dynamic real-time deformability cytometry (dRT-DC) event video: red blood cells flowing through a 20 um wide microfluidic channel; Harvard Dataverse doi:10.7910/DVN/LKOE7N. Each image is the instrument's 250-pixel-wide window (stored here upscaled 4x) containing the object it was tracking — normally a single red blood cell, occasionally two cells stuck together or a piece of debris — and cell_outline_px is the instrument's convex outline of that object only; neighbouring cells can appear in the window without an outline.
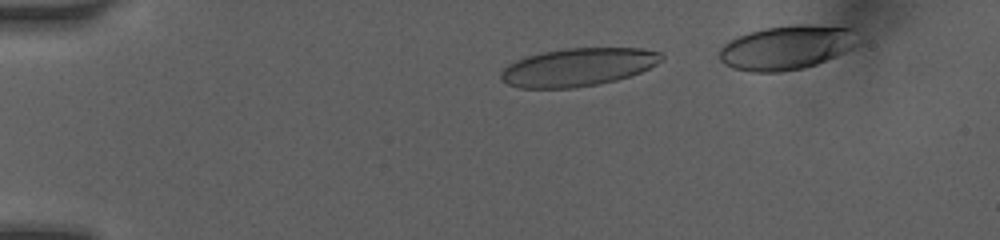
{"species": "human", "species_latin": "Homo sapiens", "temperature_condition": "room temperature", "stored_images_in_passage": 10, "camera_frame_rate_fps": 3000, "um_per_image_px": 0.085, "donor": {"sex": "female"}, "frame": {"image": 1, "passage_image": 2, "time_ms": 1.0, "image_size_px": [1000, 240], "cell_outline_px": [[664, 60], [640, 72], [616, 80], [596, 84], [572, 88], [520, 88], [508, 84], [500, 80], [500, 72], [508, 64], [516, 60], [528, 56], [544, 52], [564, 48], [640, 48], [664, 52]], "centroid_in_image_um": [49.14, 5.7], "position_along_channel_um": 35.9, "area_um2": 35.6}}
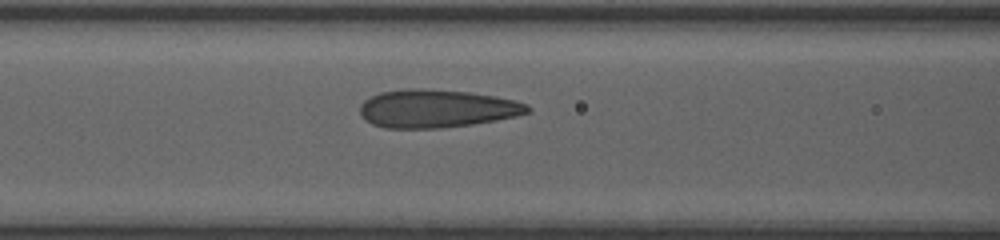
{"frame": {"image": 2, "passage_image": 6, "time_ms": 4.667, "image_size_px": [1000, 240], "cell_outline_px": [[532, 108], [528, 112], [516, 116], [496, 120], [472, 124], [440, 128], [384, 128], [372, 124], [360, 116], [360, 104], [364, 100], [380, 92], [404, 88], [420, 88], [468, 92], [496, 96], [528, 104]], "centroid_in_image_um": [37.09, 9.23], "position_along_channel_um": 129.5, "area_um2": 37.28}}
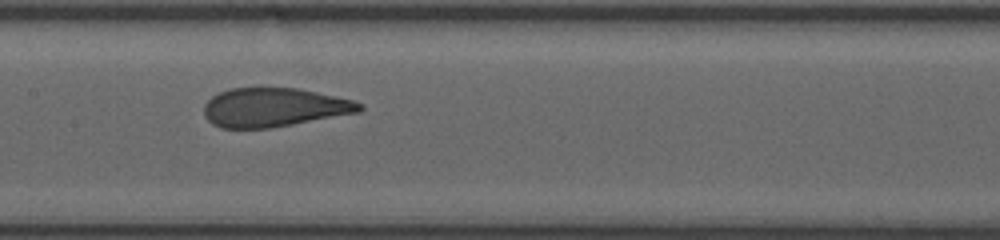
{"frame": {"image": 3, "passage_image": 9, "time_ms": 6.0, "image_size_px": [1000, 240], "cell_outline_px": [[364, 108], [360, 112], [272, 128], [220, 128], [212, 124], [204, 116], [204, 104], [212, 96], [228, 88], [296, 88], [316, 92], [352, 100], [364, 104]], "centroid_in_image_um": [23.28, 9.14], "position_along_channel_um": 184.1, "area_um2": 35.32}}